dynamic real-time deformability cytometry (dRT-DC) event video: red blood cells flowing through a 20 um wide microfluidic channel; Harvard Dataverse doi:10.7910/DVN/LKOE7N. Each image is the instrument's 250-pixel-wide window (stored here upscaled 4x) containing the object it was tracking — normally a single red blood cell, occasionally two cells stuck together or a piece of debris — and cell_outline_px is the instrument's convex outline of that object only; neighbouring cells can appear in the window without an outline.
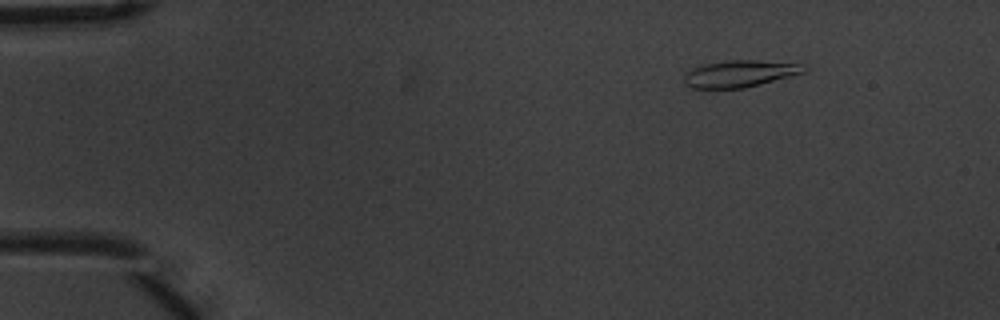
{"species": "common noctule bat (a hibernating species)", "species_latin": "Nyctalus noctula", "temperature_condition": "warm", "stored_images_in_passage": 4, "camera_frame_rate_fps": 3000, "um_per_image_px": 0.085, "animal": {"sex": "male", "body_mass_g": 20.1, "forearm_length_mm": 53.5}, "frame": {"image": 1, "passage_image": 1, "time_ms": 0.0, "image_size_px": [1000, 320], "cell_outline_px": [[808, 68], [804, 72], [760, 84], [744, 88], [692, 88], [684, 84], [684, 76], [692, 68], [708, 64], [728, 60], [756, 60], [804, 64]], "centroid_in_image_um": [62.89, 6.26], "position_along_channel_um": 22.1, "area_um2": 18.5}}